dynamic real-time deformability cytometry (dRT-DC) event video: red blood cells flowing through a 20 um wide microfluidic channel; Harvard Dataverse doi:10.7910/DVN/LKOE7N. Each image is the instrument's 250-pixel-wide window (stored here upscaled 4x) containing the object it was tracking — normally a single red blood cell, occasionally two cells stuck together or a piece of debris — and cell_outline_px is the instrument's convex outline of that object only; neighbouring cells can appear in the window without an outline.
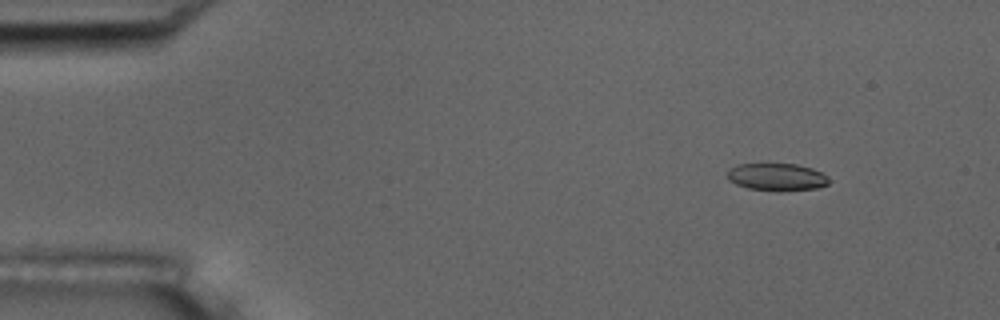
{"species": "common noctule bat (a hibernating species)", "species_latin": "Nyctalus noctula", "temperature_condition": "room temperature", "stored_images_in_passage": 4, "camera_frame_rate_fps": 3000, "um_per_image_px": 0.085, "animal": {"sex": "male", "body_mass_g": 17.5, "forearm_length_mm": 52.3}, "frame": {"image": 1, "passage_image": 1, "time_ms": 0.0, "image_size_px": [1000, 320], "cell_outline_px": [[828, 184], [816, 188], [780, 192], [748, 188], [736, 184], [728, 180], [728, 172], [736, 164], [796, 164], [812, 168], [828, 176]], "centroid_in_image_um": [66.04, 15.05], "position_along_channel_um": 19.0, "area_um2": 16.24}}